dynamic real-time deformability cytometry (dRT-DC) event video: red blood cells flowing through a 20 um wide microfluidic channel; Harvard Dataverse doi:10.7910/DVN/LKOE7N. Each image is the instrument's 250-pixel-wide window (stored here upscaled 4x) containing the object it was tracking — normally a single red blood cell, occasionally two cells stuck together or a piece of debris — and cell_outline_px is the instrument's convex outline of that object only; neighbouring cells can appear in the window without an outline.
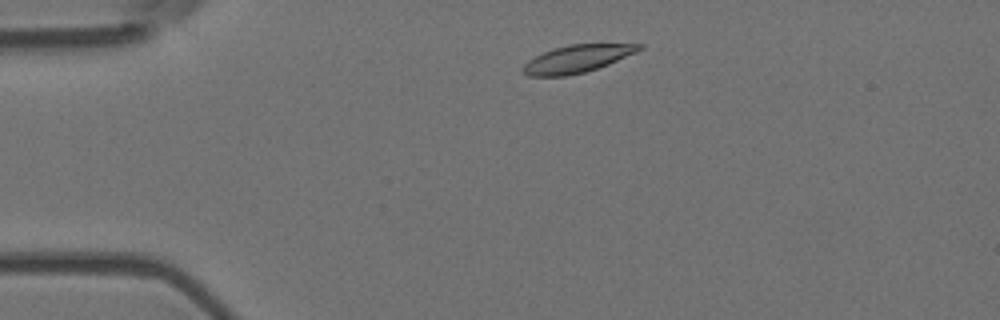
{"species": "Egyptian fruit bat (a non-hibernating species)", "species_latin": "Rousettus aegyptiacus", "temperature_condition": "room temperature", "stored_images_in_passage": 2, "camera_frame_rate_fps": 3000, "um_per_image_px": 0.085, "animal": {"sex": "female"}, "frame": {"image": 1, "passage_image": 1, "time_ms": 0.0, "image_size_px": [1000, 320], "cell_outline_px": [[644, 48], [636, 52], [608, 64], [584, 72], [564, 76], [528, 76], [520, 68], [528, 60], [544, 52], [568, 44], [644, 44]], "centroid_in_image_um": [49.04, 5.0], "position_along_channel_um": 36.0, "area_um2": 18.38}}